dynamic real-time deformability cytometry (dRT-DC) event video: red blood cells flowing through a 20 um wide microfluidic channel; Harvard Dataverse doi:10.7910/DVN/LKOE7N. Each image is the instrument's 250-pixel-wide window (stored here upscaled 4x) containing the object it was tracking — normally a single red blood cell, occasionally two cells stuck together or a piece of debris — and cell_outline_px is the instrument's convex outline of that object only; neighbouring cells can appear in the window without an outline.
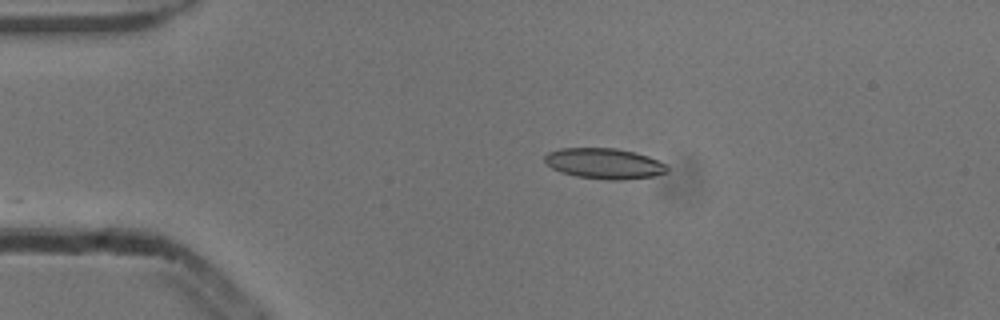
{"species": "common noctule bat (a hibernating species)", "species_latin": "Nyctalus noctula", "temperature_condition": "cold", "stored_images_in_passage": 22, "camera_frame_rate_fps": 3000, "um_per_image_px": 0.085, "animal": {"sex": "male", "body_mass_g": 13.3}, "frame": {"image": 1, "passage_image": 1, "time_ms": 0.0, "image_size_px": [1000, 320], "cell_outline_px": [[668, 172], [652, 176], [620, 180], [608, 180], [576, 176], [560, 172], [552, 168], [544, 160], [544, 156], [548, 152], [560, 148], [616, 148], [636, 152], [648, 156], [664, 164], [668, 168]], "centroid_in_image_um": [51.34, 13.89], "position_along_channel_um": 33.7, "area_um2": 21.79}}
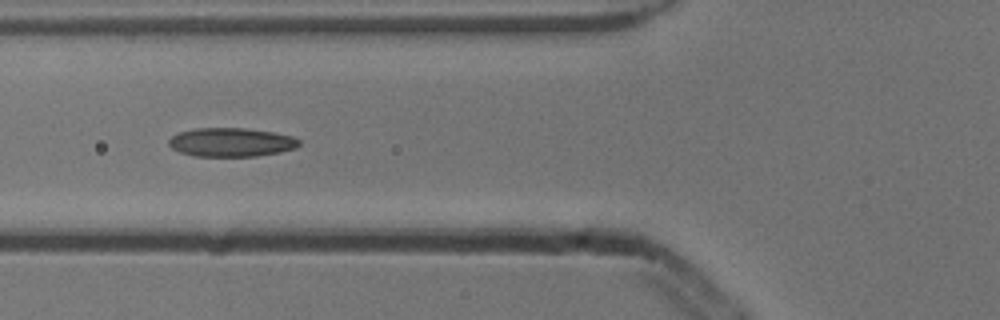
{"frame": {"image": 2, "passage_image": 10, "time_ms": 3.0, "image_size_px": [1000, 320], "cell_outline_px": [[300, 144], [296, 148], [280, 152], [256, 156], [196, 156], [180, 152], [172, 148], [168, 144], [168, 140], [172, 136], [180, 132], [196, 128], [244, 128], [272, 132], [292, 136], [300, 140]], "centroid_in_image_um": [19.66, 12.09], "position_along_channel_um": 106.1, "area_um2": 21.79}}
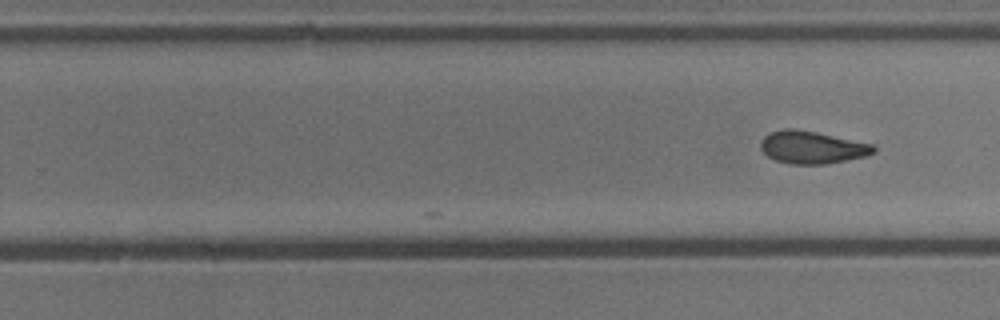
{"frame": {"image": 3, "passage_image": 22, "time_ms": 7.0, "image_size_px": [1000, 320], "cell_outline_px": [[876, 152], [864, 156], [824, 164], [788, 164], [776, 160], [768, 156], [760, 148], [760, 144], [764, 136], [772, 132], [784, 128], [796, 128], [816, 132], [872, 144], [876, 148]], "centroid_in_image_um": [69.0, 12.52], "position_along_channel_um": 260.8, "area_um2": 21.21}}